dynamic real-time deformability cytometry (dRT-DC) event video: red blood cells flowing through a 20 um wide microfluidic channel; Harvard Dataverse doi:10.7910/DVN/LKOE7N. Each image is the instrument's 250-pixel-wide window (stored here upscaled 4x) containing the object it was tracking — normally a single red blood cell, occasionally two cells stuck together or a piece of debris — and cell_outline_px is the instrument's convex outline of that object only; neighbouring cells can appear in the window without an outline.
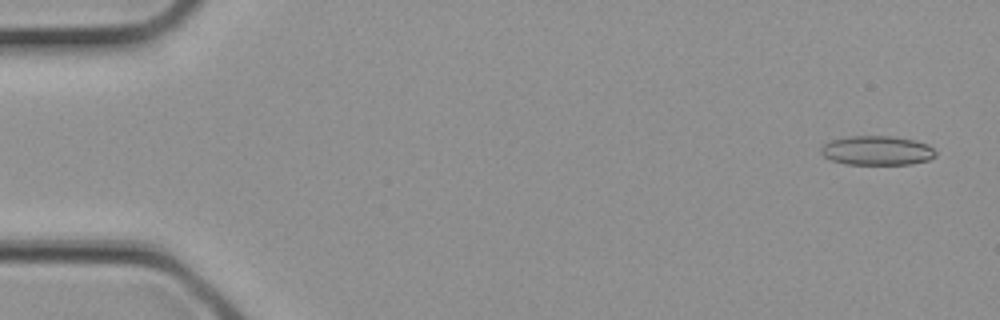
{"species": "common noctule bat (a hibernating species)", "species_latin": "Nyctalus noctula", "temperature_condition": "cold", "stored_images_in_passage": 3, "segment_of_instrument_passage": [1, 2], "camera_frame_rate_fps": 3000, "um_per_image_px": 0.085, "animal": {"sex": "female", "body_mass_g": 21.9}, "frame": {"image": 1, "passage_image": 1, "time_ms": 0.0, "image_size_px": [1000, 320], "cell_outline_px": [[936, 156], [928, 160], [912, 164], [848, 164], [832, 160], [824, 156], [820, 152], [820, 148], [824, 144], [832, 140], [848, 136], [896, 136], [916, 140], [928, 144], [936, 152]], "centroid_in_image_um": [74.57, 12.78], "position_along_channel_um": 10.4, "area_um2": 19.65}}